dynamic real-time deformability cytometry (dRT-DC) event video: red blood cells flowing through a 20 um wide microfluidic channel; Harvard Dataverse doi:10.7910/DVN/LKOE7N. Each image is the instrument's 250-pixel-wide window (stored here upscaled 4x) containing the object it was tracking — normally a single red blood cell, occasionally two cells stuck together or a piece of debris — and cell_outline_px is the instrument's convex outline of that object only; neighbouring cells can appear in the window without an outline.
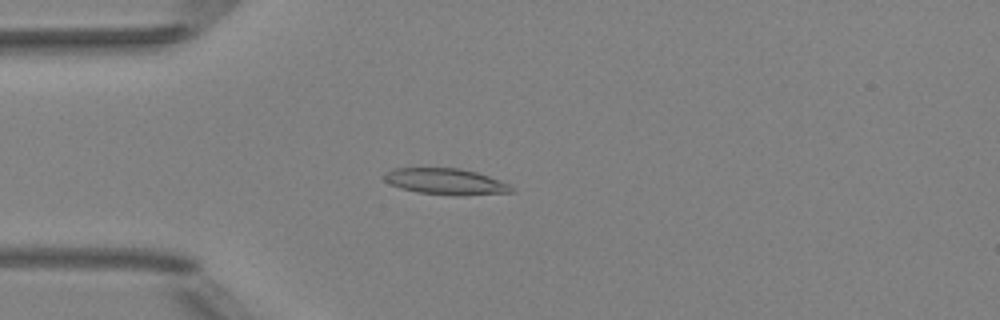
{"species": "Egyptian fruit bat (a non-hibernating species)", "species_latin": "Rousettus aegyptiacus", "temperature_condition": "room temperature", "stored_images_in_passage": 43, "camera_frame_rate_fps": 3000, "um_per_image_px": 0.085, "animal": {"sex": "female"}, "frame": {"image": 1, "passage_image": 6, "time_ms": 1.667, "image_size_px": [1000, 320], "cell_outline_px": [[516, 192], [416, 192], [400, 188], [388, 184], [384, 180], [384, 172], [392, 168], [460, 168], [476, 172], [488, 176], [508, 184], [516, 188]], "centroid_in_image_um": [37.76, 15.36], "position_along_channel_um": 47.2, "area_um2": 18.21}}
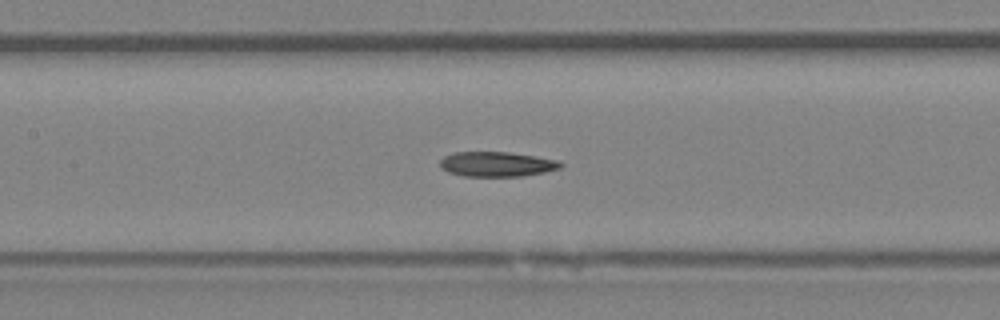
{"frame": {"image": 2, "passage_image": 16, "time_ms": 5.0, "image_size_px": [1000, 320], "cell_outline_px": [[564, 164], [560, 168], [544, 172], [524, 176], [464, 176], [448, 172], [440, 168], [440, 160], [444, 156], [456, 152], [508, 152], [536, 156], [560, 160]], "centroid_in_image_um": [42.24, 13.95], "position_along_channel_um": 165.2, "area_um2": 17.57}}
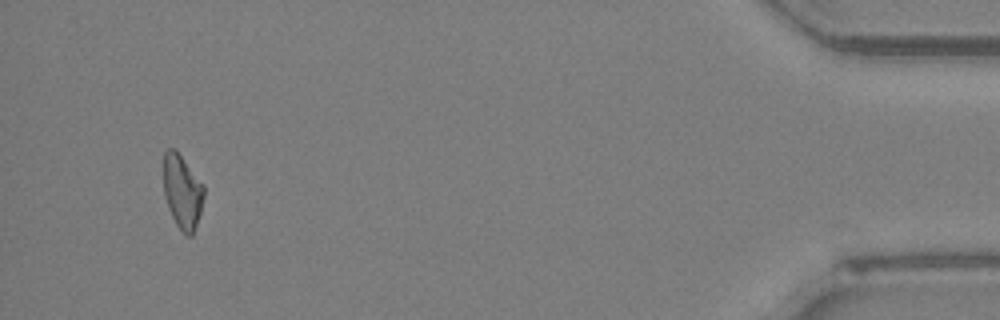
{"frame": {"image": 3, "passage_image": 41, "time_ms": 13.333, "image_size_px": [1000, 320], "cell_outline_px": [[204, 196], [200, 212], [192, 236], [184, 236], [176, 224], [168, 208], [164, 196], [164, 152], [168, 148], [176, 148], [204, 184]], "centroid_in_image_um": [15.5, 16.27], "position_along_channel_um": 419.7, "area_um2": 17.63}}